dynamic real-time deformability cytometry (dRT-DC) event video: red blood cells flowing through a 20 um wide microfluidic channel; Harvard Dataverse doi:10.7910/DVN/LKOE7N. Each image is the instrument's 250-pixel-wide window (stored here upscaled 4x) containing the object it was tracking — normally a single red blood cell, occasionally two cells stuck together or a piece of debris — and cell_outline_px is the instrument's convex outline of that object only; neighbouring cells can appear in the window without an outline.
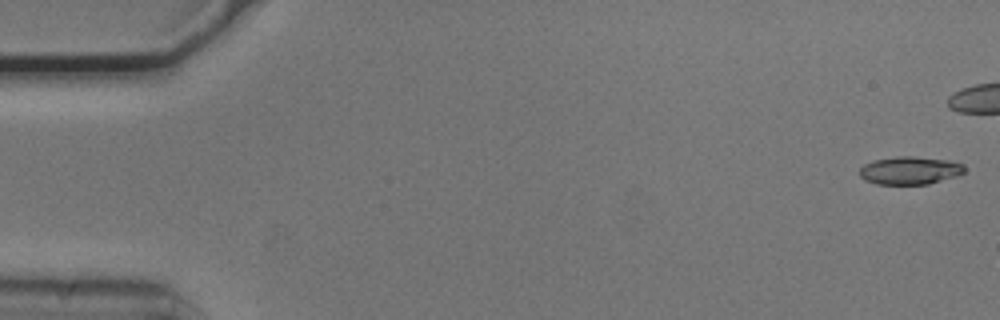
{"species": "common noctule bat (a hibernating species)", "species_latin": "Nyctalus noctula", "temperature_condition": "cold", "stored_images_in_passage": 43, "camera_frame_rate_fps": 3000, "um_per_image_px": 0.085, "animal": {"sex": "male", "body_mass_g": 20.5, "forearm_length_mm": 52.5}, "frame": {"image": 1, "passage_image": 1, "time_ms": 0.0, "image_size_px": [1000, 320], "cell_outline_px": [[964, 172], [956, 176], [928, 184], [876, 184], [864, 180], [860, 176], [860, 168], [864, 164], [872, 160], [896, 156], [912, 156], [948, 160], [964, 164]], "centroid_in_image_um": [77.31, 14.48], "position_along_channel_um": 7.7, "area_um2": 17.11}}
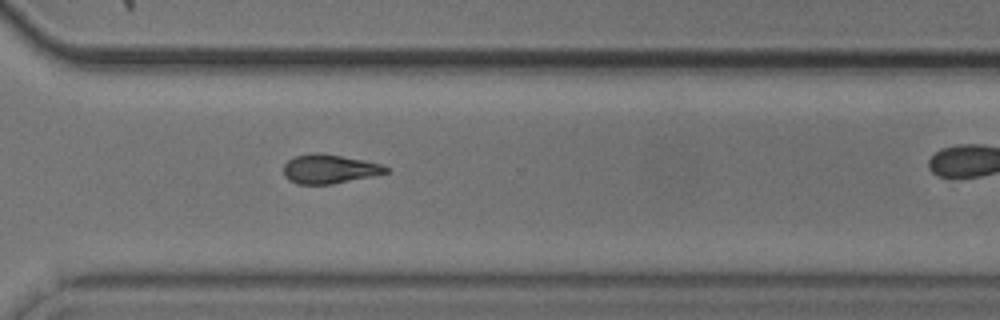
{"frame": {"image": 2, "passage_image": 39, "time_ms": 12.667, "image_size_px": [1000, 320], "cell_outline_px": [[392, 172], [332, 184], [296, 184], [288, 180], [284, 176], [284, 164], [292, 156], [312, 152], [320, 152], [364, 160], [380, 164], [392, 168]], "centroid_in_image_um": [28.0, 14.35], "position_along_channel_um": 342.6, "area_um2": 17.69}}
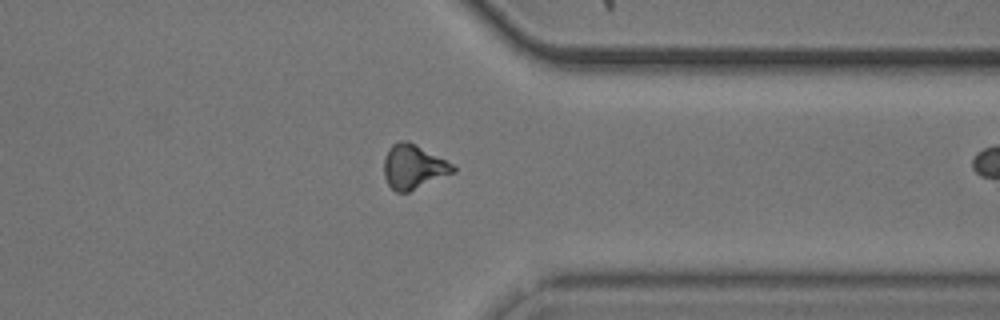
{"frame": {"image": 3, "passage_image": 42, "time_ms": 13.667, "image_size_px": [1000, 320], "cell_outline_px": [[456, 172], [408, 192], [396, 192], [388, 184], [384, 176], [384, 160], [388, 148], [392, 144], [400, 140], [408, 140], [416, 144], [452, 164], [456, 168]], "centroid_in_image_um": [35.13, 14.17], "position_along_channel_um": 376.3, "area_um2": 17.8}}